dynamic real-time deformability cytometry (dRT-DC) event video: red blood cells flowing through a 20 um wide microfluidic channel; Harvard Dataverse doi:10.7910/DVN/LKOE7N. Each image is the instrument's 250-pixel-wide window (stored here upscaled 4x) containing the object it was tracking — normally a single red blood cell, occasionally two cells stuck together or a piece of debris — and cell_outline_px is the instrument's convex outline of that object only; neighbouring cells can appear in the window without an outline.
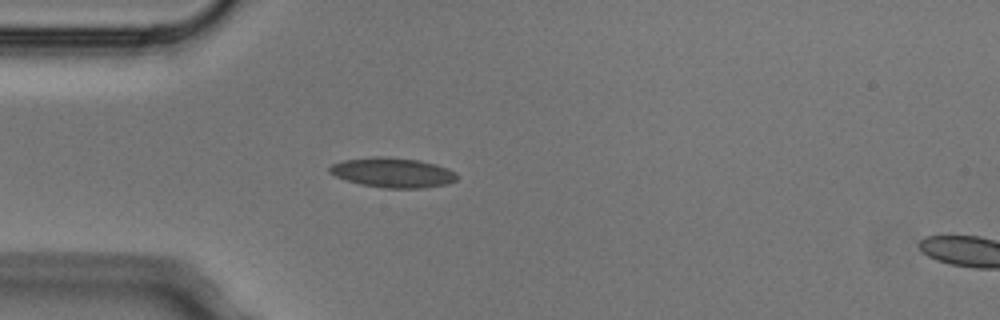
{"species": "Egyptian fruit bat (a non-hibernating species)", "species_latin": "Rousettus aegyptiacus", "temperature_condition": "cold", "stored_images_in_passage": 4, "segment_of_instrument_passage": [1, 2], "camera_frame_rate_fps": 3000, "um_per_image_px": 0.085, "animal": {"sex": "male"}, "frame": {"image": 1, "passage_image": 3, "time_ms": 0.667, "image_size_px": [1000, 320], "cell_outline_px": [[456, 180], [448, 184], [424, 188], [384, 188], [360, 184], [336, 176], [328, 172], [328, 168], [332, 164], [344, 160], [372, 156], [388, 156], [416, 160], [436, 164], [448, 168], [456, 172]], "centroid_in_image_um": [33.38, 14.66], "position_along_channel_um": 51.6, "area_um2": 22.2}}